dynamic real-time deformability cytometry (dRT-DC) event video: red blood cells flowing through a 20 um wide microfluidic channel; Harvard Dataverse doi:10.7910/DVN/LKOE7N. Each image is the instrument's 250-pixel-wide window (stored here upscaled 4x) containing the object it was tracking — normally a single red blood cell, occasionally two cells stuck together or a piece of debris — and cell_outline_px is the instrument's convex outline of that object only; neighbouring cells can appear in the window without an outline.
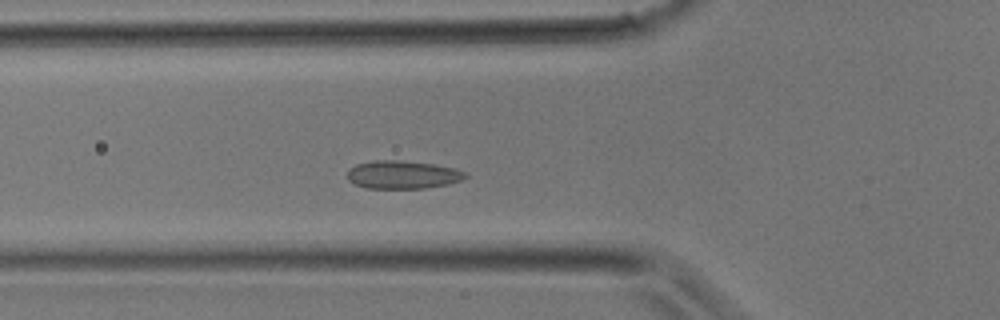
{"species": "common noctule bat (a hibernating species)", "species_latin": "Nyctalus noctula", "temperature_condition": "room temperature", "stored_images_in_passage": 25, "camera_frame_rate_fps": 3000, "um_per_image_px": 0.085, "animal": {"sex": "male", "body_mass_g": 17.9}, "frame": {"image": 1, "passage_image": 3, "time_ms": 0.667, "image_size_px": [1000, 320], "cell_outline_px": [[468, 176], [460, 180], [448, 184], [424, 188], [368, 188], [356, 184], [348, 180], [348, 168], [356, 164], [372, 160], [404, 160], [432, 164], [456, 168], [468, 172]], "centroid_in_image_um": [34.24, 14.83], "position_along_channel_um": 91.6, "area_um2": 19.42}}
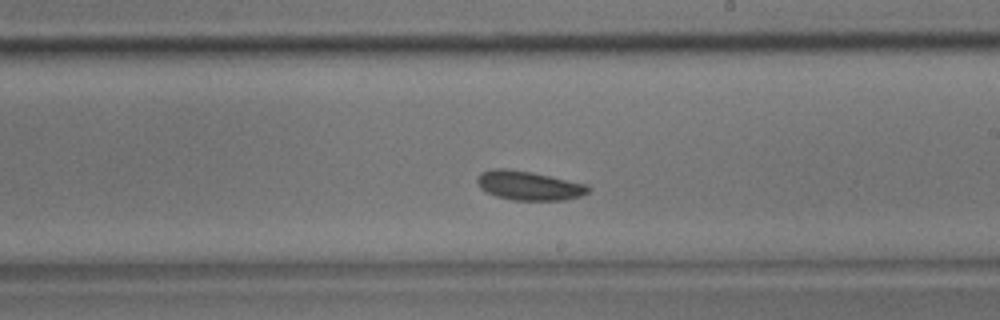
{"frame": {"image": 2, "passage_image": 11, "time_ms": 3.333, "image_size_px": [1000, 320], "cell_outline_px": [[588, 192], [580, 196], [564, 200], [512, 200], [496, 196], [480, 188], [476, 180], [480, 172], [492, 168], [504, 168], [532, 172], [588, 184]], "centroid_in_image_um": [44.93, 15.76], "position_along_channel_um": 244.1, "area_um2": 18.84}}
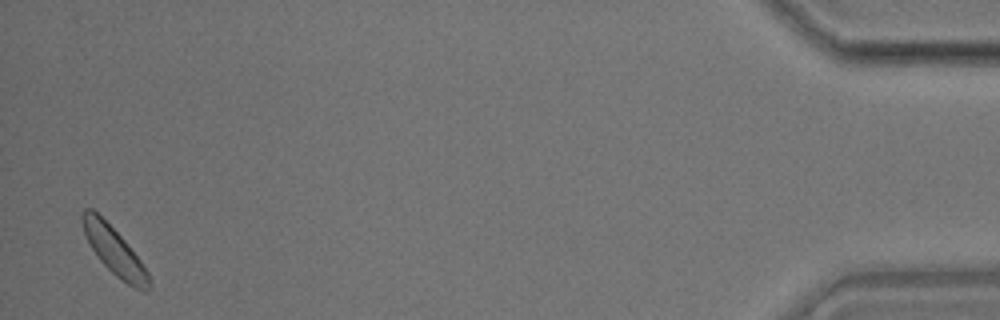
{"frame": {"image": 3, "passage_image": 25, "time_ms": 8.0, "image_size_px": [1000, 320], "cell_outline_px": [[152, 288], [148, 292], [144, 292], [128, 284], [116, 276], [100, 260], [92, 248], [84, 232], [80, 220], [80, 212], [84, 208], [92, 208], [124, 240], [140, 260], [148, 272], [152, 280]], "centroid_in_image_um": [9.74, 21.36], "position_along_channel_um": 425.5, "area_um2": 18.32}}